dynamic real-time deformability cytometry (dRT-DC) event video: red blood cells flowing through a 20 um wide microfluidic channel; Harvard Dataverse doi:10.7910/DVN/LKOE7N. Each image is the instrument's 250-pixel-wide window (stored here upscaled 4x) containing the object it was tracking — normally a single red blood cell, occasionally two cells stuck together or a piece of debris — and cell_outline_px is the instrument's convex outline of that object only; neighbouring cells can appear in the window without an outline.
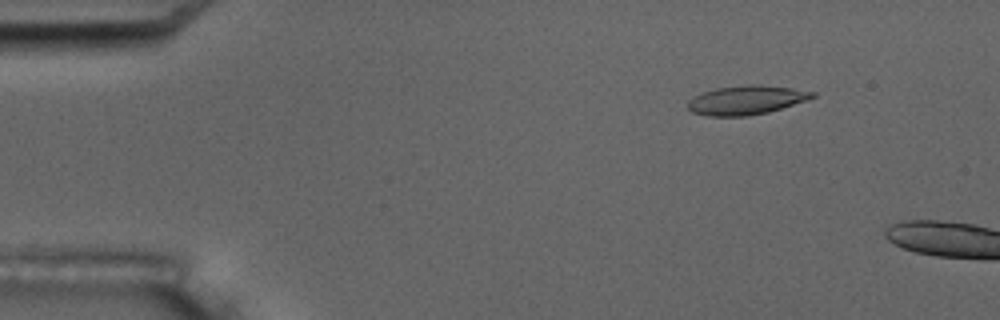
{"species": "common noctule bat (a hibernating species)", "species_latin": "Nyctalus noctula", "temperature_condition": "room temperature", "stored_images_in_passage": 4, "camera_frame_rate_fps": 3000, "um_per_image_px": 0.085, "animal": {"sex": "male", "body_mass_g": 17.5, "forearm_length_mm": 52.3}, "frame": {"image": 1, "passage_image": 3, "time_ms": 2.333, "image_size_px": [1000, 320], "cell_outline_px": [[816, 96], [808, 100], [768, 112], [748, 116], [708, 116], [692, 112], [688, 108], [688, 100], [692, 96], [716, 88], [752, 84], [760, 84], [792, 88], [816, 92]], "centroid_in_image_um": [63.44, 8.5], "position_along_channel_um": 21.6, "area_um2": 21.15}}